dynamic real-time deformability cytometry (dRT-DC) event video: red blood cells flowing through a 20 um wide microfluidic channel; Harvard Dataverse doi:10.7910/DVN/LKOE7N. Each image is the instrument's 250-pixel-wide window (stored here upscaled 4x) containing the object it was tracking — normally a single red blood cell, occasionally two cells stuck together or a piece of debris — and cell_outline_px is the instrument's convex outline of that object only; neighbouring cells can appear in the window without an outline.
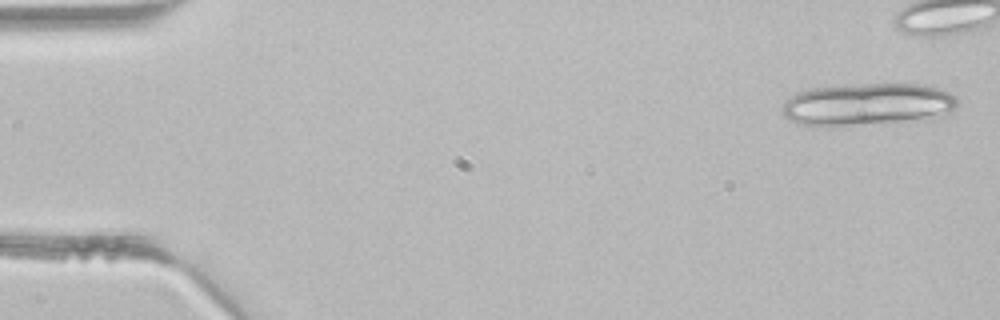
{"species": "common noctule bat (a hibernating species)", "species_latin": "Nyctalus noctula", "temperature_condition": "room temperature", "stored_images_in_passage": 4, "camera_frame_rate_fps": 3000, "um_per_image_px": 0.085, "animal": {"sex": "male", "body_mass_g": 21.5, "forearm_length_mm": 52.0}, "frame": {"image": 1, "passage_image": 1, "time_ms": 0.0, "image_size_px": [1000, 320], "cell_outline_px": [[956, 108], [932, 120], [832, 128], [800, 124], [784, 116], [780, 108], [784, 100], [796, 92], [812, 88], [868, 84], [932, 84], [956, 96]], "centroid_in_image_um": [73.75, 8.91], "position_along_channel_um": 11.3, "area_um2": 44.62}}